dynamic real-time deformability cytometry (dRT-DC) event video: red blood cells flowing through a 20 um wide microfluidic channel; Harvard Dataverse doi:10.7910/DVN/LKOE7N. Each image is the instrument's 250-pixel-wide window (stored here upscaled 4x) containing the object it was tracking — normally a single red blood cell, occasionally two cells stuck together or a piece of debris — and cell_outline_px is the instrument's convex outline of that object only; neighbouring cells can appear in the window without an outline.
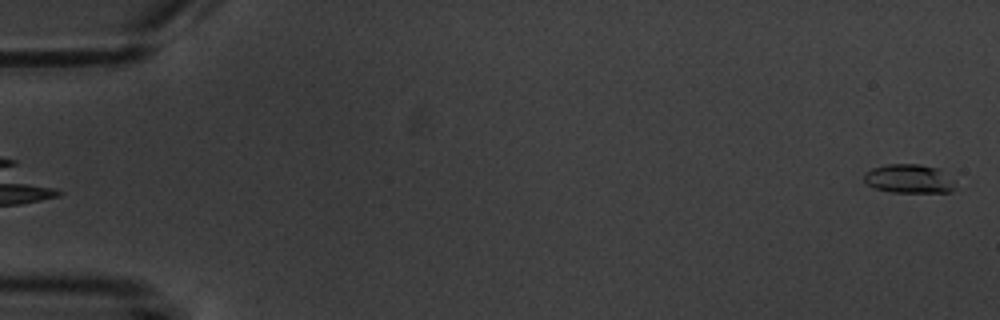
{"species": "common noctule bat (a hibernating species)", "species_latin": "Nyctalus noctula", "temperature_condition": "warm", "stored_images_in_passage": 5, "camera_frame_rate_fps": 3000, "um_per_image_px": 0.085, "animal": {"sex": "male", "body_mass_g": 20.1, "forearm_length_mm": 53.5}, "frame": {"image": 1, "passage_image": 5, "time_ms": 5.667, "image_size_px": [1000, 320], "cell_outline_px": [[952, 192], [892, 192], [876, 188], [868, 184], [864, 180], [864, 172], [872, 168], [888, 164], [920, 164], [940, 168], [952, 180]], "centroid_in_image_um": [77.24, 15.18], "position_along_channel_um": 7.8, "area_um2": 15.2}}